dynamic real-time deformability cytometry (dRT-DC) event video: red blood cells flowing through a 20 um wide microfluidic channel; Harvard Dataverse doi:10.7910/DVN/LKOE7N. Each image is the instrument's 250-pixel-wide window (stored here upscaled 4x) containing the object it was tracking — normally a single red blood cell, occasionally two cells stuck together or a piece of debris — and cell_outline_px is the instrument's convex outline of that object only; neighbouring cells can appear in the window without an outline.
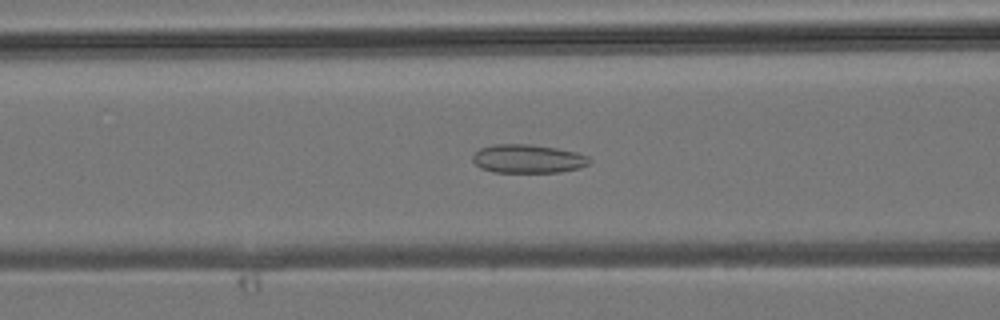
{"species": "common noctule bat (a hibernating species)", "species_latin": "Nyctalus noctula", "temperature_condition": "room temperature", "stored_images_in_passage": 39, "camera_frame_rate_fps": 3000, "um_per_image_px": 0.085, "animal": {"sex": "male", "body_mass_g": 19.2, "forearm_length_mm": 51.8}, "frame": {"image": 1, "passage_image": 14, "time_ms": 4.333, "image_size_px": [1000, 320], "cell_outline_px": [[592, 160], [588, 164], [580, 168], [560, 172], [492, 172], [480, 168], [472, 160], [472, 156], [480, 148], [496, 144], [532, 144], [556, 148], [576, 152], [588, 156]], "centroid_in_image_um": [44.88, 13.5], "position_along_channel_um": 121.7, "area_um2": 19.54}}
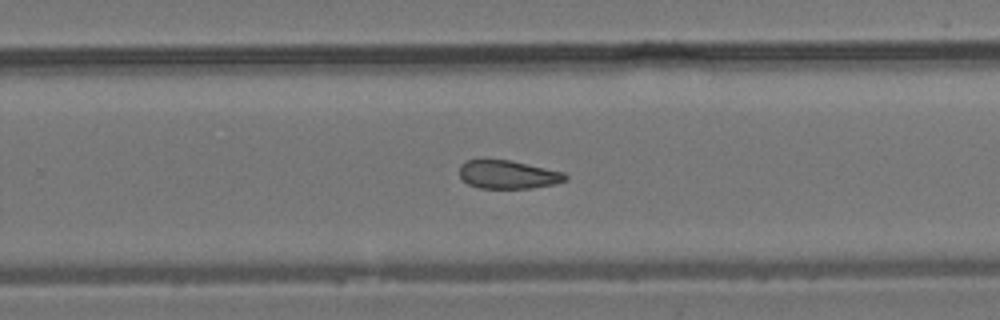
{"frame": {"image": 2, "passage_image": 24, "time_ms": 7.667, "image_size_px": [1000, 320], "cell_outline_px": [[568, 180], [556, 184], [532, 188], [480, 188], [468, 184], [460, 176], [460, 164], [468, 160], [508, 160], [528, 164], [564, 172], [568, 176]], "centroid_in_image_um": [43.22, 14.85], "position_along_channel_um": 286.6, "area_um2": 17.46}}
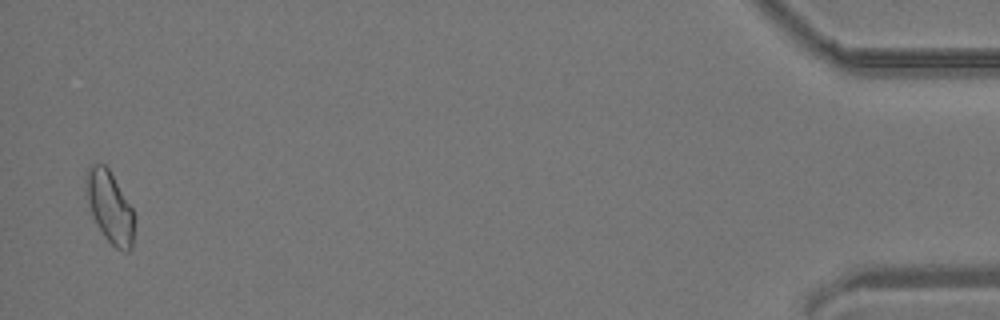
{"frame": {"image": 3, "passage_image": 38, "time_ms": 12.333, "image_size_px": [1000, 320], "cell_outline_px": [[132, 248], [128, 252], [124, 252], [116, 248], [104, 236], [92, 212], [88, 200], [84, 180], [84, 176], [88, 164], [104, 164], [108, 168], [132, 208]], "centroid_in_image_um": [9.3, 17.55], "position_along_channel_um": 425.9, "area_um2": 19.54}}